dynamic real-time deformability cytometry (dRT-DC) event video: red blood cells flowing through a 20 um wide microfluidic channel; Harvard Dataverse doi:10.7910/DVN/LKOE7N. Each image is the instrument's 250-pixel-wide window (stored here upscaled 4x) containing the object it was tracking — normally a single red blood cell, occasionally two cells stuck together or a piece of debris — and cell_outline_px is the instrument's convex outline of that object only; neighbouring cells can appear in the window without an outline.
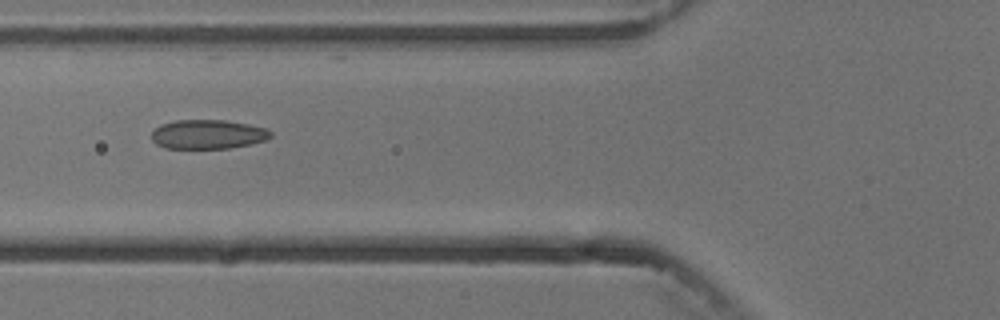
{"species": "common noctule bat (a hibernating species)", "species_latin": "Nyctalus noctula", "temperature_condition": "cold", "stored_images_in_passage": 10, "camera_frame_rate_fps": 3000, "um_per_image_px": 0.085, "animal": {"sex": "male", "body_mass_g": 13.3}, "frame": {"image": 1, "passage_image": 5, "time_ms": 5.667, "image_size_px": [1000, 320], "cell_outline_px": [[272, 136], [264, 140], [248, 144], [228, 148], [164, 148], [156, 144], [152, 140], [152, 132], [160, 124], [176, 120], [224, 120], [248, 124], [264, 128], [272, 132]], "centroid_in_image_um": [17.63, 11.41], "position_along_channel_um": 108.2, "area_um2": 20.11}}
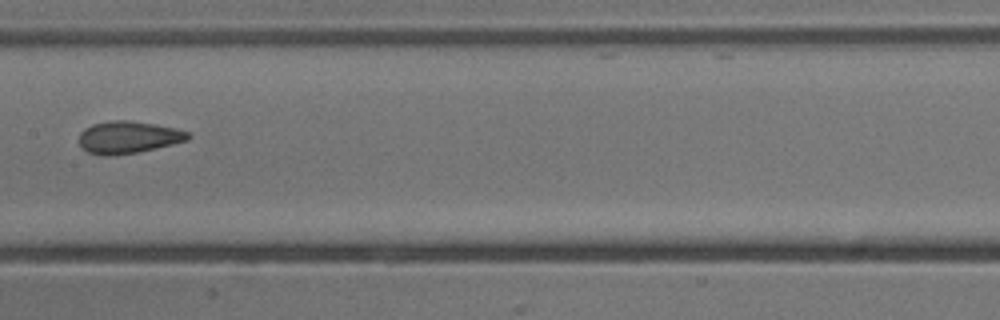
{"frame": {"image": 2, "passage_image": 7, "time_ms": 8.0, "image_size_px": [1000, 320], "cell_outline_px": [[192, 136], [188, 140], [156, 148], [136, 152], [112, 156], [104, 156], [88, 152], [80, 144], [80, 132], [84, 128], [92, 124], [112, 120], [128, 120], [156, 124], [176, 128], [188, 132]], "centroid_in_image_um": [10.91, 11.66], "position_along_channel_um": 196.5, "area_um2": 20.46}}
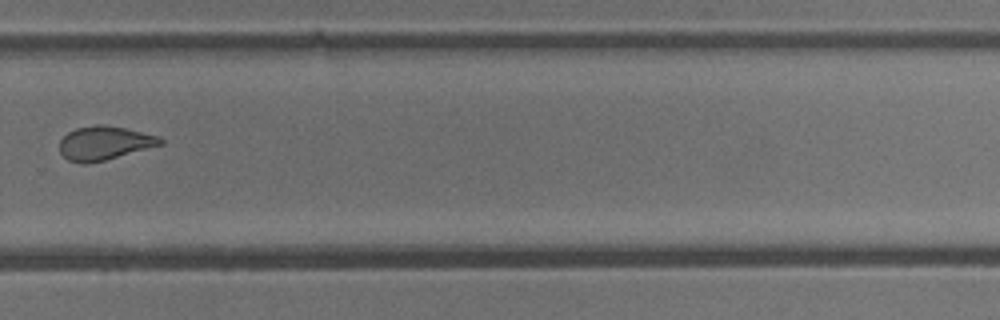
{"frame": {"image": 3, "passage_image": 10, "time_ms": 11.333, "image_size_px": [1000, 320], "cell_outline_px": [[164, 144], [104, 160], [84, 164], [80, 164], [68, 160], [60, 152], [60, 140], [68, 132], [76, 128], [96, 124], [104, 124], [124, 128], [160, 136], [164, 140]], "centroid_in_image_um": [8.88, 12.15], "position_along_channel_um": 320.9, "area_um2": 19.83}}